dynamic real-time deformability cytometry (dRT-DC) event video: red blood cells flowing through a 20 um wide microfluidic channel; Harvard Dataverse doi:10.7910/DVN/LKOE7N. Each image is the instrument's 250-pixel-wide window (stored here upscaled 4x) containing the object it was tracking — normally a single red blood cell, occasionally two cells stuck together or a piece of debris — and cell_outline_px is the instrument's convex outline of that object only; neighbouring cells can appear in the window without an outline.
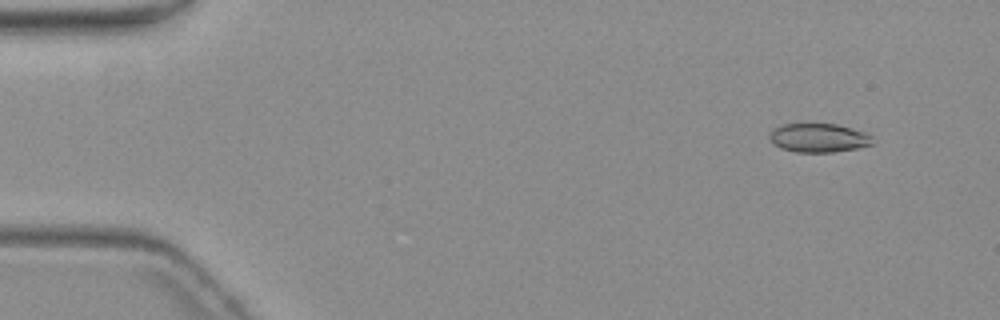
{"species": "common noctule bat (a hibernating species)", "species_latin": "Nyctalus noctula", "temperature_condition": "warm", "stored_images_in_passage": 5, "camera_frame_rate_fps": 3000, "um_per_image_px": 0.085, "animal": {"sex": "female", "body_mass_g": 19.3, "forearm_length_mm": 54.1}, "frame": {"image": 1, "passage_image": 2, "time_ms": 1.0, "image_size_px": [1000, 320], "cell_outline_px": [[876, 140], [872, 144], [856, 148], [832, 152], [796, 152], [780, 148], [772, 144], [768, 136], [780, 124], [836, 124], [864, 132], [872, 136]], "centroid_in_image_um": [69.58, 11.72], "position_along_channel_um": 15.4, "area_um2": 17.28}}
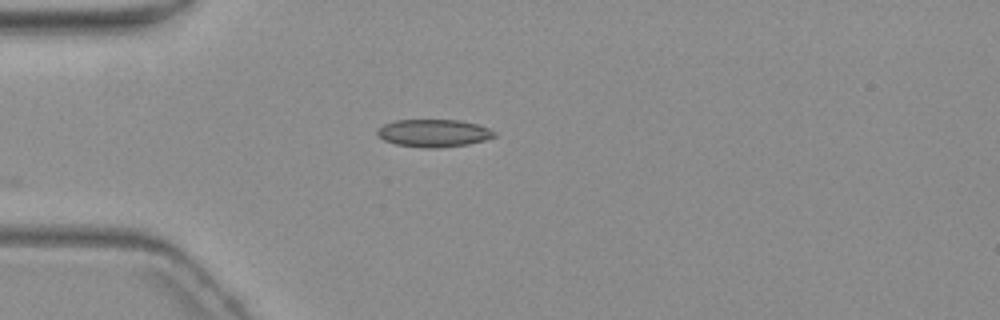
{"frame": {"image": 2, "passage_image": 5, "time_ms": 4.667, "image_size_px": [1000, 320], "cell_outline_px": [[496, 136], [484, 140], [468, 144], [440, 148], [424, 148], [396, 144], [384, 140], [376, 132], [384, 124], [396, 120], [460, 120], [476, 124], [488, 128], [496, 132]], "centroid_in_image_um": [36.88, 11.32], "position_along_channel_um": 48.1, "area_um2": 18.73}}